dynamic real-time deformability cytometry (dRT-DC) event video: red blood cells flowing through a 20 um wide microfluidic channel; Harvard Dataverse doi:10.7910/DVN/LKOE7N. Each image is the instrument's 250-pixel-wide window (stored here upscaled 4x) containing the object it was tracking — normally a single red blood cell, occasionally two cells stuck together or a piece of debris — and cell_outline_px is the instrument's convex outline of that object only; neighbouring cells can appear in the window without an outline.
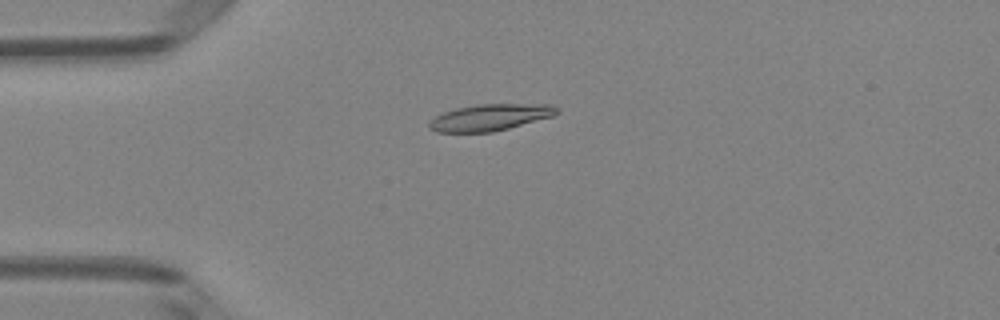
{"species": "Egyptian fruit bat (a non-hibernating species)", "species_latin": "Rousettus aegyptiacus", "temperature_condition": "room temperature", "stored_images_in_passage": 51, "camera_frame_rate_fps": 3000, "um_per_image_px": 0.085, "animal": {"sex": "female"}, "frame": {"image": 1, "passage_image": 13, "time_ms": 4.0, "image_size_px": [1000, 320], "cell_outline_px": [[560, 112], [552, 116], [508, 128], [492, 132], [436, 132], [428, 128], [428, 124], [436, 116], [444, 112], [456, 108], [476, 104], [552, 104], [560, 108]], "centroid_in_image_um": [41.67, 9.97], "position_along_channel_um": 43.3, "area_um2": 19.71}}
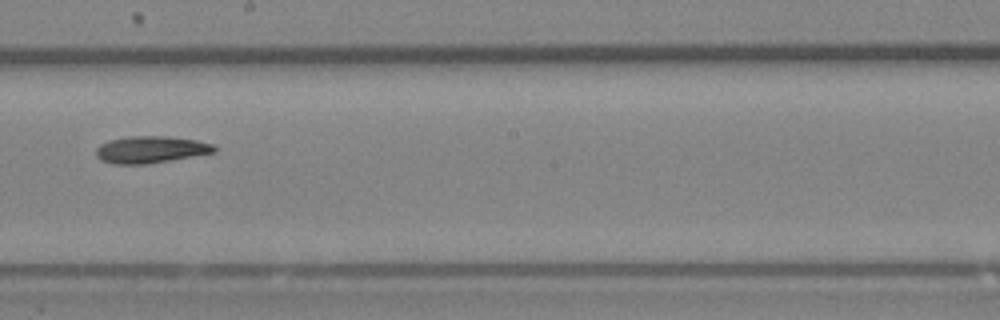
{"frame": {"image": 2, "passage_image": 29, "time_ms": 9.333, "image_size_px": [1000, 320], "cell_outline_px": [[216, 152], [148, 164], [112, 164], [100, 160], [96, 156], [96, 148], [100, 144], [108, 140], [128, 136], [168, 136], [196, 140], [212, 144], [216, 148]], "centroid_in_image_um": [12.77, 12.71], "position_along_channel_um": 235.4, "area_um2": 18.67}}
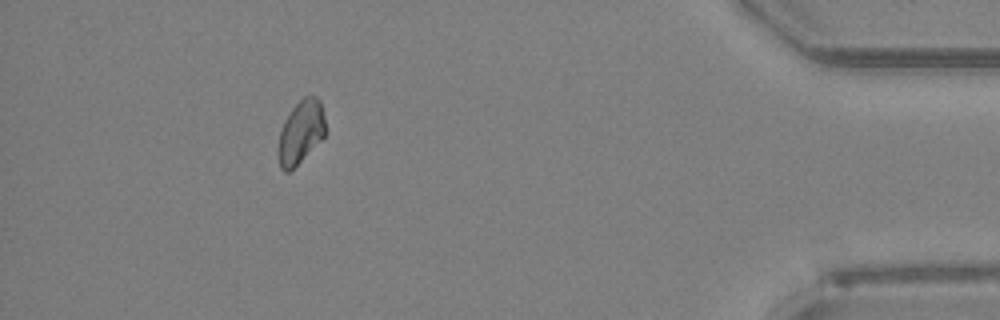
{"frame": {"image": 3, "passage_image": 46, "time_ms": 15.0, "image_size_px": [1000, 320], "cell_outline_px": [[328, 132], [288, 172], [284, 172], [280, 168], [276, 152], [276, 148], [280, 132], [284, 120], [292, 108], [304, 96], [316, 96], [320, 100]], "centroid_in_image_um": [25.55, 11.21], "position_along_channel_um": 409.7, "area_um2": 17.46}, "authors_computed_cell_mechanics": {"area_um2": 18.4382, "velocity_mm_per_s": 4.034, "shape_relaxation_time_tau1_ms": 8.729, "shape_relaxation_time_tau2_ms": null, "deformation_change_tau1": 0.1452, "deformation_change_tau2": null}}